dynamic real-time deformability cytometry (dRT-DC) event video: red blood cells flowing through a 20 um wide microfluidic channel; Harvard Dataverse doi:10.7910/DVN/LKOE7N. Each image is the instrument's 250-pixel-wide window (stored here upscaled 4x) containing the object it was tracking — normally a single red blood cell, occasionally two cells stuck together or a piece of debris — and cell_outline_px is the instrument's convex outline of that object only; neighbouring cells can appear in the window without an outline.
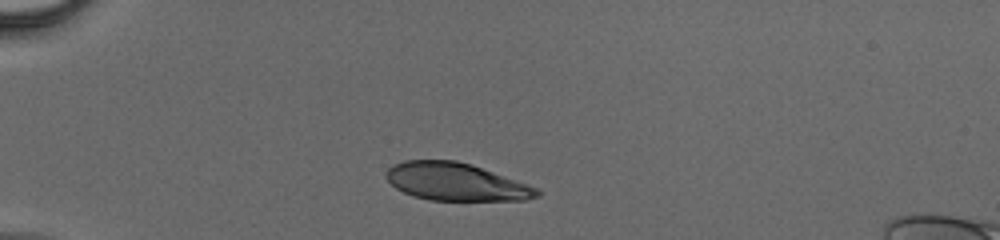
{"species": "human", "species_latin": "Homo sapiens", "temperature_condition": "cold", "stored_images_in_passage": 34, "camera_frame_rate_fps": 3000, "um_per_image_px": 0.085, "donor": {"sex": "male"}, "frame": {"image": 1, "passage_image": 1, "time_ms": 0.0, "image_size_px": [1000, 240], "cell_outline_px": [[540, 196], [524, 200], [428, 200], [412, 196], [396, 188], [384, 176], [388, 168], [392, 164], [404, 160], [456, 160], [472, 164], [536, 188], [540, 192]], "centroid_in_image_um": [38.69, 15.45], "position_along_channel_um": 46.3, "area_um2": 32.95}}
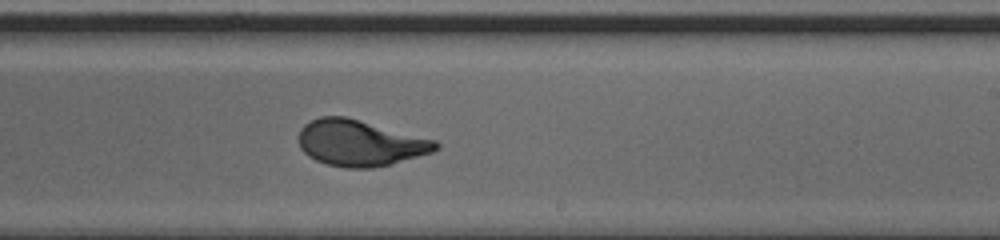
{"frame": {"image": 2, "passage_image": 18, "time_ms": 5.667, "image_size_px": [1000, 240], "cell_outline_px": [[440, 148], [432, 152], [392, 164], [372, 168], [344, 168], [328, 164], [316, 160], [308, 156], [300, 148], [296, 136], [300, 128], [304, 124], [320, 116], [344, 116], [436, 140], [440, 144]], "centroid_in_image_um": [30.57, 12.16], "position_along_channel_um": 258.4, "area_um2": 36.93}}
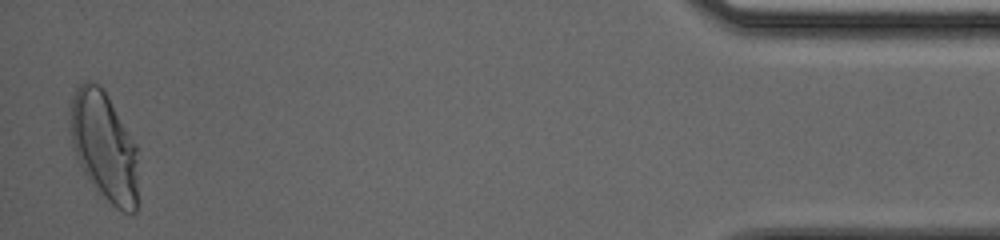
{"frame": {"image": 3, "passage_image": 34, "time_ms": 11.0, "image_size_px": [1000, 240], "cell_outline_px": [[136, 212], [124, 212], [116, 208], [96, 192], [88, 180], [76, 156], [72, 144], [68, 128], [68, 112], [72, 96], [76, 88], [84, 80], [88, 80], [100, 84], [136, 144]], "centroid_in_image_um": [8.79, 12.41], "position_along_channel_um": 426.4, "area_um2": 43.41}}